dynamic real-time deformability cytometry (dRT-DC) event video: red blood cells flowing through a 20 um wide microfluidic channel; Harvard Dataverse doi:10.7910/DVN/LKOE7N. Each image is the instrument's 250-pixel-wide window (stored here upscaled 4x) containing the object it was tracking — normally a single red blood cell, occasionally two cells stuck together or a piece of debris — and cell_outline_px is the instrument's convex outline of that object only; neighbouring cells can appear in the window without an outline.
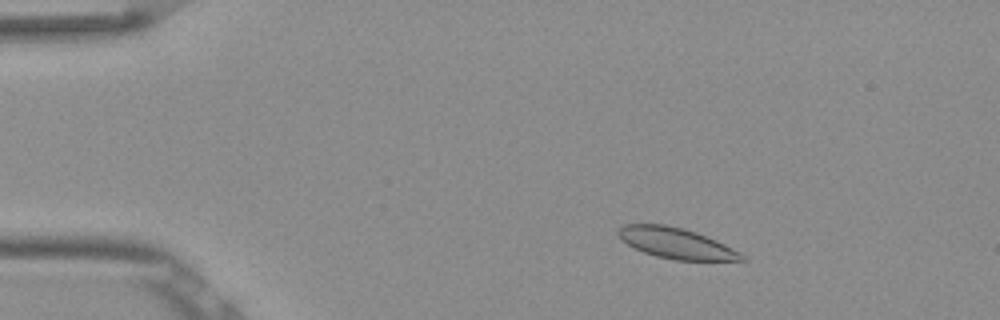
{"species": "Egyptian fruit bat (a non-hibernating species)", "species_latin": "Rousettus aegyptiacus", "temperature_condition": "room temperature", "stored_images_in_passage": 52, "camera_frame_rate_fps": 3000, "um_per_image_px": 0.085, "frame": {"image": 1, "passage_image": 8, "time_ms": 2.333, "image_size_px": [1000, 320], "cell_outline_px": [[748, 260], [676, 260], [656, 256], [644, 252], [628, 244], [616, 232], [624, 224], [664, 224], [684, 228], [696, 232], [716, 240], [740, 252]], "centroid_in_image_um": [57.49, 20.66], "position_along_channel_um": 27.5, "area_um2": 21.79}}
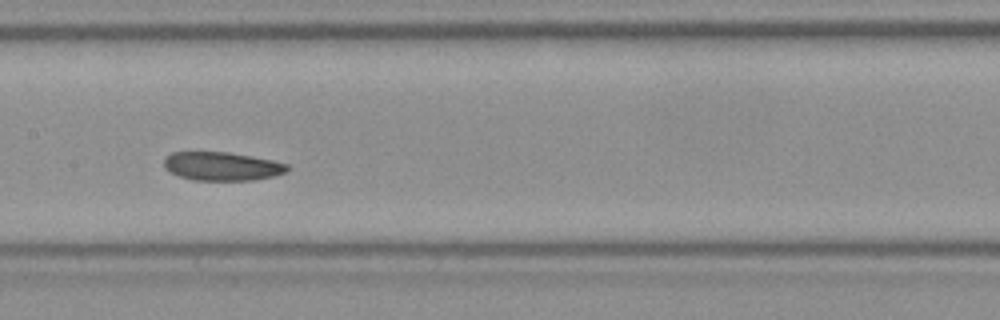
{"frame": {"image": 2, "passage_image": 26, "time_ms": 8.333, "image_size_px": [1000, 320], "cell_outline_px": [[288, 172], [272, 176], [252, 180], [192, 180], [180, 176], [164, 168], [164, 156], [172, 152], [228, 152], [252, 156], [272, 160], [288, 164]], "centroid_in_image_um": [18.86, 14.12], "position_along_channel_um": 188.5, "area_um2": 20.52}}
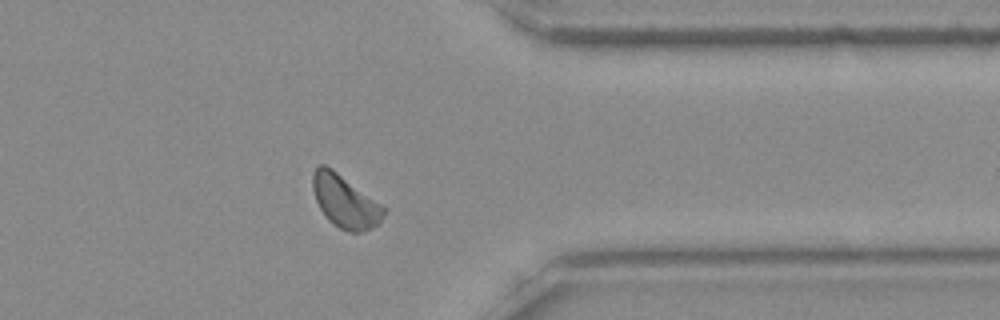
{"frame": {"image": 3, "passage_image": 42, "time_ms": 13.667, "image_size_px": [1000, 320], "cell_outline_px": [[388, 208], [380, 224], [372, 228], [360, 232], [348, 232], [340, 228], [328, 220], [320, 208], [316, 200], [312, 188], [312, 172], [320, 164], [324, 164], [332, 168]], "centroid_in_image_um": [29.36, 17.12], "position_along_channel_um": 382.0, "area_um2": 22.08}}